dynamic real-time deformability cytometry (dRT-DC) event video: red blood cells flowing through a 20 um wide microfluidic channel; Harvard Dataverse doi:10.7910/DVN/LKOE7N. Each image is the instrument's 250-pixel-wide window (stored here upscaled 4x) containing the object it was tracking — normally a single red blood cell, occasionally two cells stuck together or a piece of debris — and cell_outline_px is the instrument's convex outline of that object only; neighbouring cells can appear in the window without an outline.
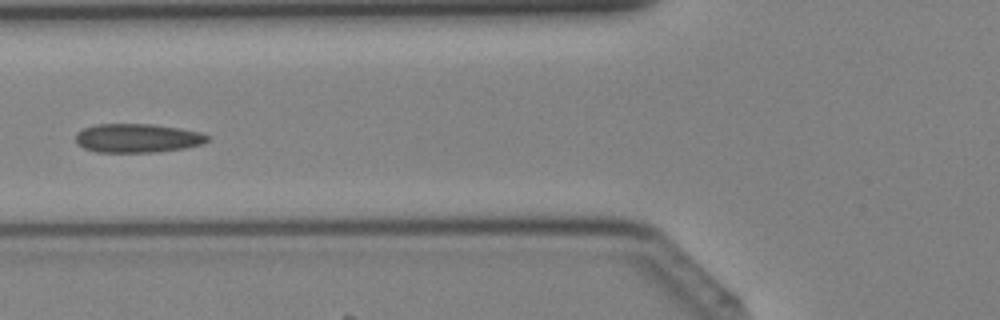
{"species": "Egyptian fruit bat (a non-hibernating species)", "species_latin": "Rousettus aegyptiacus", "temperature_condition": "cold", "stored_images_in_passage": 4, "camera_frame_rate_fps": 3000, "um_per_image_px": 0.085, "animal": {"sex": "female"}, "frame": {"image": 1, "passage_image": 4, "time_ms": 1.0, "image_size_px": [1000, 320], "cell_outline_px": [[208, 140], [204, 144], [184, 148], [156, 152], [96, 152], [84, 148], [76, 140], [76, 132], [84, 128], [96, 124], [152, 124], [180, 128], [200, 132], [208, 136]], "centroid_in_image_um": [11.69, 11.74], "position_along_channel_um": 114.1, "area_um2": 22.14}}